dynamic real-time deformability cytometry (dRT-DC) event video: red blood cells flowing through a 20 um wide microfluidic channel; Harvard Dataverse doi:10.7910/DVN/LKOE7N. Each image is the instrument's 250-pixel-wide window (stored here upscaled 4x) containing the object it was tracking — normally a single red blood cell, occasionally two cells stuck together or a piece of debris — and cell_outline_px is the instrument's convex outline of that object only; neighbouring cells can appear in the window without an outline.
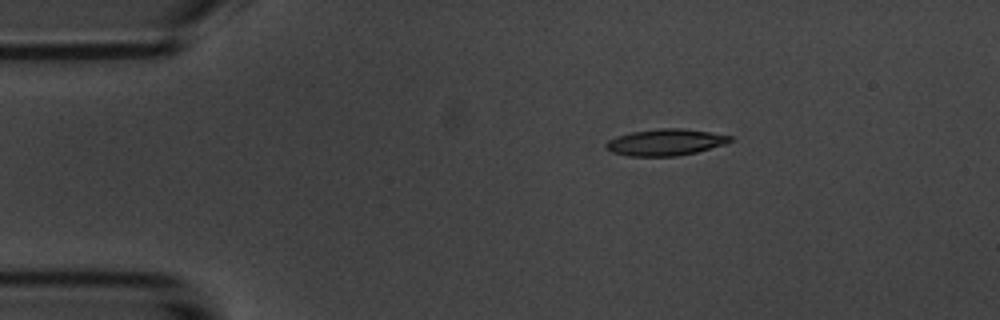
{"species": "common noctule bat (a hibernating species)", "species_latin": "Nyctalus noctula", "temperature_condition": "room temperature", "stored_images_in_passage": 3, "camera_frame_rate_fps": 3000, "um_per_image_px": 0.085, "animal": {"sex": "male", "body_mass_g": 20.1, "forearm_length_mm": 53.5}, "frame": {"image": 1, "passage_image": 1, "time_ms": 0.0, "image_size_px": [1000, 320], "cell_outline_px": [[732, 140], [724, 144], [696, 152], [676, 156], [628, 156], [612, 152], [604, 144], [608, 140], [616, 136], [632, 132], [660, 128], [680, 128], [708, 132], [732, 136]], "centroid_in_image_um": [56.53, 12.09], "position_along_channel_um": 28.5, "area_um2": 18.96}}